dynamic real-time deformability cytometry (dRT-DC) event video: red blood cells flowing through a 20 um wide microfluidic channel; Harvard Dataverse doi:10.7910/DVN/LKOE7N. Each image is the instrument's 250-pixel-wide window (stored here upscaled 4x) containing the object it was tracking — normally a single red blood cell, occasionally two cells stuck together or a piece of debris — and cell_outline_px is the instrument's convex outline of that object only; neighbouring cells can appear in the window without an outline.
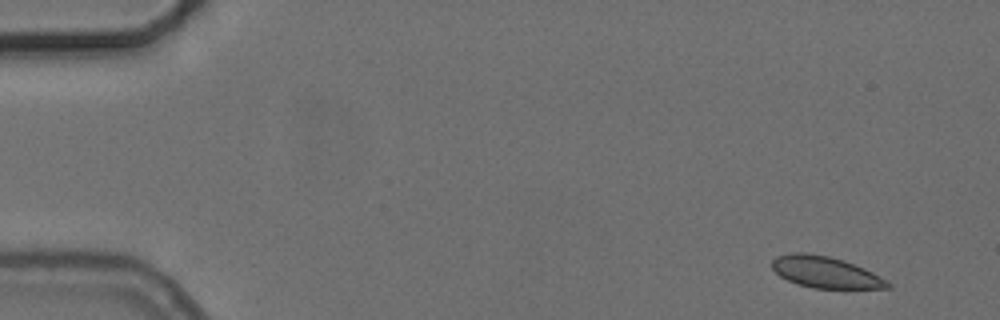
{"species": "common noctule bat (a hibernating species)", "species_latin": "Nyctalus noctula", "temperature_condition": "cold", "stored_images_in_passage": 53, "camera_frame_rate_fps": 3000, "um_per_image_px": 0.085, "animal": {"sex": "female", "body_mass_g": 24.6, "forearm_length_mm": 56.2}, "frame": {"image": 1, "passage_image": 1, "time_ms": 0.0, "image_size_px": [1000, 320], "cell_outline_px": [[892, 288], [812, 288], [796, 284], [780, 276], [772, 268], [772, 260], [776, 256], [788, 252], [804, 252], [828, 256], [844, 260], [864, 268], [880, 276], [892, 284]], "centroid_in_image_um": [70.14, 23.13], "position_along_channel_um": 14.9, "area_um2": 21.27}}
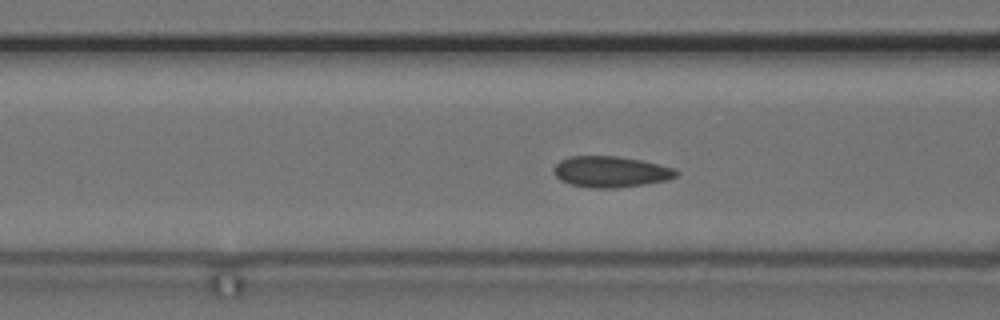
{"frame": {"image": 2, "passage_image": 19, "time_ms": 6.0, "image_size_px": [1000, 320], "cell_outline_px": [[680, 172], [676, 176], [668, 180], [644, 184], [616, 188], [596, 188], [572, 184], [560, 180], [556, 176], [556, 164], [560, 160], [568, 156], [616, 156], [640, 160], [676, 168]], "centroid_in_image_um": [51.96, 14.59], "position_along_channel_um": 114.6, "area_um2": 21.96}}
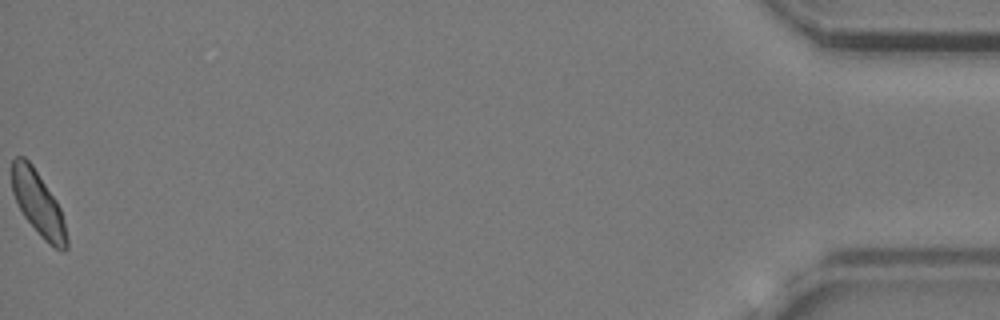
{"frame": {"image": 3, "passage_image": 53, "time_ms": 17.333, "image_size_px": [1000, 320], "cell_outline_px": [[68, 248], [64, 252], [48, 244], [40, 236], [24, 216], [12, 192], [12, 160], [16, 156], [24, 156], [32, 164], [56, 200], [60, 208], [64, 220], [68, 240]], "centroid_in_image_um": [3.26, 17.32], "position_along_channel_um": 431.9, "area_um2": 20.46}, "authors_computed_cell_mechanics": {"area_um2": 21.7906, "velocity_mm_per_s": 3.6876, "shape_relaxation_time_tau1_ms": null, "shape_relaxation_time_tau2_ms": 2.1162, "deformation_change_tau1": null, "deformation_change_tau2": 0.0508}}